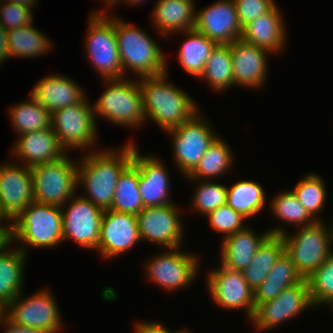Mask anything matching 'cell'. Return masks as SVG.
Wrapping results in <instances>:
<instances>
[{"mask_svg": "<svg viewBox=\"0 0 333 333\" xmlns=\"http://www.w3.org/2000/svg\"><path fill=\"white\" fill-rule=\"evenodd\" d=\"M17 165H0V206L10 222L34 202L30 167Z\"/></svg>", "mask_w": 333, "mask_h": 333, "instance_id": "ac0fdd59", "label": "cell"}, {"mask_svg": "<svg viewBox=\"0 0 333 333\" xmlns=\"http://www.w3.org/2000/svg\"><path fill=\"white\" fill-rule=\"evenodd\" d=\"M2 1L6 3H15L18 5L28 7L30 9H32V6H35V2H38L37 0H2Z\"/></svg>", "mask_w": 333, "mask_h": 333, "instance_id": "c3c4849f", "label": "cell"}, {"mask_svg": "<svg viewBox=\"0 0 333 333\" xmlns=\"http://www.w3.org/2000/svg\"><path fill=\"white\" fill-rule=\"evenodd\" d=\"M133 144L130 141L119 150L106 152L89 148L90 153L77 165V186H85L88 192L83 198L102 210L111 208L119 176L132 163Z\"/></svg>", "mask_w": 333, "mask_h": 333, "instance_id": "6da1fadb", "label": "cell"}, {"mask_svg": "<svg viewBox=\"0 0 333 333\" xmlns=\"http://www.w3.org/2000/svg\"><path fill=\"white\" fill-rule=\"evenodd\" d=\"M11 242L0 250V304L6 307L22 292L26 250L19 246L9 249ZM8 249V250H6Z\"/></svg>", "mask_w": 333, "mask_h": 333, "instance_id": "4316f807", "label": "cell"}, {"mask_svg": "<svg viewBox=\"0 0 333 333\" xmlns=\"http://www.w3.org/2000/svg\"><path fill=\"white\" fill-rule=\"evenodd\" d=\"M196 31L218 45L241 38L243 29L233 0H220L196 12Z\"/></svg>", "mask_w": 333, "mask_h": 333, "instance_id": "d6986e66", "label": "cell"}, {"mask_svg": "<svg viewBox=\"0 0 333 333\" xmlns=\"http://www.w3.org/2000/svg\"><path fill=\"white\" fill-rule=\"evenodd\" d=\"M303 280L290 257L284 252L275 262L261 285L254 290L255 308L275 299L284 289Z\"/></svg>", "mask_w": 333, "mask_h": 333, "instance_id": "83f0119b", "label": "cell"}, {"mask_svg": "<svg viewBox=\"0 0 333 333\" xmlns=\"http://www.w3.org/2000/svg\"><path fill=\"white\" fill-rule=\"evenodd\" d=\"M180 214L174 203L144 208L137 215L140 239L161 245L165 249L180 247L184 238Z\"/></svg>", "mask_w": 333, "mask_h": 333, "instance_id": "4fadbf2b", "label": "cell"}, {"mask_svg": "<svg viewBox=\"0 0 333 333\" xmlns=\"http://www.w3.org/2000/svg\"><path fill=\"white\" fill-rule=\"evenodd\" d=\"M6 220H8V222L10 221L7 216L3 213V211L1 210V206H0V226H3L10 234H11V231H12V223L10 224H1L2 222H4ZM4 220V221H3Z\"/></svg>", "mask_w": 333, "mask_h": 333, "instance_id": "681fc988", "label": "cell"}, {"mask_svg": "<svg viewBox=\"0 0 333 333\" xmlns=\"http://www.w3.org/2000/svg\"><path fill=\"white\" fill-rule=\"evenodd\" d=\"M277 5L243 28L241 39L269 52H280L285 45L286 29Z\"/></svg>", "mask_w": 333, "mask_h": 333, "instance_id": "cb8c5ba5", "label": "cell"}, {"mask_svg": "<svg viewBox=\"0 0 333 333\" xmlns=\"http://www.w3.org/2000/svg\"><path fill=\"white\" fill-rule=\"evenodd\" d=\"M68 155L59 160L30 167L34 202L64 208L76 194L77 164ZM65 205V206H64Z\"/></svg>", "mask_w": 333, "mask_h": 333, "instance_id": "52a82bcc", "label": "cell"}, {"mask_svg": "<svg viewBox=\"0 0 333 333\" xmlns=\"http://www.w3.org/2000/svg\"><path fill=\"white\" fill-rule=\"evenodd\" d=\"M9 58L7 30L0 25V64H2V61L5 62V60H8Z\"/></svg>", "mask_w": 333, "mask_h": 333, "instance_id": "bcb514c9", "label": "cell"}, {"mask_svg": "<svg viewBox=\"0 0 333 333\" xmlns=\"http://www.w3.org/2000/svg\"><path fill=\"white\" fill-rule=\"evenodd\" d=\"M158 33L172 35L195 28L196 12L193 0H158L152 12ZM180 31V32H179Z\"/></svg>", "mask_w": 333, "mask_h": 333, "instance_id": "484cf974", "label": "cell"}, {"mask_svg": "<svg viewBox=\"0 0 333 333\" xmlns=\"http://www.w3.org/2000/svg\"><path fill=\"white\" fill-rule=\"evenodd\" d=\"M141 241L137 216L104 210L97 250L105 258H113L127 252Z\"/></svg>", "mask_w": 333, "mask_h": 333, "instance_id": "e0dca14e", "label": "cell"}, {"mask_svg": "<svg viewBox=\"0 0 333 333\" xmlns=\"http://www.w3.org/2000/svg\"><path fill=\"white\" fill-rule=\"evenodd\" d=\"M325 225L315 221L311 225L298 227V232L292 235H287L280 225L268 230L271 235L282 237L285 253L303 279L310 277L333 253V224L330 228Z\"/></svg>", "mask_w": 333, "mask_h": 333, "instance_id": "3957f363", "label": "cell"}, {"mask_svg": "<svg viewBox=\"0 0 333 333\" xmlns=\"http://www.w3.org/2000/svg\"><path fill=\"white\" fill-rule=\"evenodd\" d=\"M312 306L308 281L303 279L284 289L275 299L260 303L250 320L256 330L264 332Z\"/></svg>", "mask_w": 333, "mask_h": 333, "instance_id": "7c38bea8", "label": "cell"}, {"mask_svg": "<svg viewBox=\"0 0 333 333\" xmlns=\"http://www.w3.org/2000/svg\"><path fill=\"white\" fill-rule=\"evenodd\" d=\"M71 78L53 74L43 77L31 91L35 100L51 114L56 110L82 102L85 92Z\"/></svg>", "mask_w": 333, "mask_h": 333, "instance_id": "603a6c76", "label": "cell"}, {"mask_svg": "<svg viewBox=\"0 0 333 333\" xmlns=\"http://www.w3.org/2000/svg\"><path fill=\"white\" fill-rule=\"evenodd\" d=\"M126 1V2H125ZM145 0H120L118 3H122V2H124V3H128V4H134V6H135V4H139V3H141L142 4V2H144Z\"/></svg>", "mask_w": 333, "mask_h": 333, "instance_id": "f907efd6", "label": "cell"}, {"mask_svg": "<svg viewBox=\"0 0 333 333\" xmlns=\"http://www.w3.org/2000/svg\"><path fill=\"white\" fill-rule=\"evenodd\" d=\"M197 181L199 186L195 190L194 198H192L194 210L196 209L199 213L204 214L203 216H206L211 211L227 204V186L215 183L214 180Z\"/></svg>", "mask_w": 333, "mask_h": 333, "instance_id": "ab89813d", "label": "cell"}, {"mask_svg": "<svg viewBox=\"0 0 333 333\" xmlns=\"http://www.w3.org/2000/svg\"><path fill=\"white\" fill-rule=\"evenodd\" d=\"M172 333H190V332H188V330L186 331V330H176L175 332H172Z\"/></svg>", "mask_w": 333, "mask_h": 333, "instance_id": "db71d44e", "label": "cell"}, {"mask_svg": "<svg viewBox=\"0 0 333 333\" xmlns=\"http://www.w3.org/2000/svg\"><path fill=\"white\" fill-rule=\"evenodd\" d=\"M273 198L269 205L271 212L279 218V220L285 223L295 224L297 227H301L300 225H302V227L308 226L315 222L296 198L293 191H283Z\"/></svg>", "mask_w": 333, "mask_h": 333, "instance_id": "74e56055", "label": "cell"}, {"mask_svg": "<svg viewBox=\"0 0 333 333\" xmlns=\"http://www.w3.org/2000/svg\"><path fill=\"white\" fill-rule=\"evenodd\" d=\"M126 79L104 80L108 86L92 106L95 117L99 115L123 127L135 128L146 122L142 93L137 80Z\"/></svg>", "mask_w": 333, "mask_h": 333, "instance_id": "8992f818", "label": "cell"}, {"mask_svg": "<svg viewBox=\"0 0 333 333\" xmlns=\"http://www.w3.org/2000/svg\"><path fill=\"white\" fill-rule=\"evenodd\" d=\"M310 298L314 306L330 305L333 308V253L307 278Z\"/></svg>", "mask_w": 333, "mask_h": 333, "instance_id": "f35d334b", "label": "cell"}, {"mask_svg": "<svg viewBox=\"0 0 333 333\" xmlns=\"http://www.w3.org/2000/svg\"><path fill=\"white\" fill-rule=\"evenodd\" d=\"M270 235L268 230L262 235H258L256 232L254 234L250 227L228 235L222 239L220 265L231 270L242 271Z\"/></svg>", "mask_w": 333, "mask_h": 333, "instance_id": "d4e9b609", "label": "cell"}, {"mask_svg": "<svg viewBox=\"0 0 333 333\" xmlns=\"http://www.w3.org/2000/svg\"><path fill=\"white\" fill-rule=\"evenodd\" d=\"M1 323H4L5 331L2 333H44L42 330L36 329V328H30L26 326H19L12 322H10L5 316L1 320Z\"/></svg>", "mask_w": 333, "mask_h": 333, "instance_id": "f6af8a7d", "label": "cell"}, {"mask_svg": "<svg viewBox=\"0 0 333 333\" xmlns=\"http://www.w3.org/2000/svg\"><path fill=\"white\" fill-rule=\"evenodd\" d=\"M89 17V31L85 42L91 63L103 80L122 79L123 68L114 30V17L110 18L103 11H92Z\"/></svg>", "mask_w": 333, "mask_h": 333, "instance_id": "ba28073f", "label": "cell"}, {"mask_svg": "<svg viewBox=\"0 0 333 333\" xmlns=\"http://www.w3.org/2000/svg\"><path fill=\"white\" fill-rule=\"evenodd\" d=\"M135 333H172L168 328L159 322H139L135 325Z\"/></svg>", "mask_w": 333, "mask_h": 333, "instance_id": "ee69618b", "label": "cell"}, {"mask_svg": "<svg viewBox=\"0 0 333 333\" xmlns=\"http://www.w3.org/2000/svg\"><path fill=\"white\" fill-rule=\"evenodd\" d=\"M139 185V171L131 163L119 176L111 210L138 215L143 209Z\"/></svg>", "mask_w": 333, "mask_h": 333, "instance_id": "836d02e7", "label": "cell"}, {"mask_svg": "<svg viewBox=\"0 0 333 333\" xmlns=\"http://www.w3.org/2000/svg\"><path fill=\"white\" fill-rule=\"evenodd\" d=\"M93 106L85 98L82 102L52 113V128L58 143L67 149L83 150L94 146L97 136V124Z\"/></svg>", "mask_w": 333, "mask_h": 333, "instance_id": "9c48e42d", "label": "cell"}, {"mask_svg": "<svg viewBox=\"0 0 333 333\" xmlns=\"http://www.w3.org/2000/svg\"><path fill=\"white\" fill-rule=\"evenodd\" d=\"M209 219L210 226L218 232L228 235L244 229L242 224L246 219L240 213L233 210L228 204L222 205L206 215Z\"/></svg>", "mask_w": 333, "mask_h": 333, "instance_id": "60d3db41", "label": "cell"}, {"mask_svg": "<svg viewBox=\"0 0 333 333\" xmlns=\"http://www.w3.org/2000/svg\"><path fill=\"white\" fill-rule=\"evenodd\" d=\"M208 291L211 299L228 310L246 309L249 319L255 311L254 291L244 279L242 271L219 266L207 275Z\"/></svg>", "mask_w": 333, "mask_h": 333, "instance_id": "2e32d148", "label": "cell"}, {"mask_svg": "<svg viewBox=\"0 0 333 333\" xmlns=\"http://www.w3.org/2000/svg\"><path fill=\"white\" fill-rule=\"evenodd\" d=\"M167 71L156 76L140 77L145 118L151 119L162 130L174 129L191 119L199 110L188 93L167 80Z\"/></svg>", "mask_w": 333, "mask_h": 333, "instance_id": "7a4b0ae2", "label": "cell"}, {"mask_svg": "<svg viewBox=\"0 0 333 333\" xmlns=\"http://www.w3.org/2000/svg\"><path fill=\"white\" fill-rule=\"evenodd\" d=\"M117 18H114V30L123 78L129 71L137 74L138 77L165 73L167 61L155 40L151 39L143 29Z\"/></svg>", "mask_w": 333, "mask_h": 333, "instance_id": "277c9868", "label": "cell"}, {"mask_svg": "<svg viewBox=\"0 0 333 333\" xmlns=\"http://www.w3.org/2000/svg\"><path fill=\"white\" fill-rule=\"evenodd\" d=\"M179 248L166 249V252L163 251L164 253L146 263V276L150 282L165 290L175 291L194 281L199 269L198 258L195 254L183 252Z\"/></svg>", "mask_w": 333, "mask_h": 333, "instance_id": "9a60e30c", "label": "cell"}, {"mask_svg": "<svg viewBox=\"0 0 333 333\" xmlns=\"http://www.w3.org/2000/svg\"><path fill=\"white\" fill-rule=\"evenodd\" d=\"M32 10L15 3L3 2L0 8V25L7 31L33 23Z\"/></svg>", "mask_w": 333, "mask_h": 333, "instance_id": "b9f144b4", "label": "cell"}, {"mask_svg": "<svg viewBox=\"0 0 333 333\" xmlns=\"http://www.w3.org/2000/svg\"><path fill=\"white\" fill-rule=\"evenodd\" d=\"M10 57H36L48 53L51 48L49 39L31 25L7 31Z\"/></svg>", "mask_w": 333, "mask_h": 333, "instance_id": "d6a6232c", "label": "cell"}, {"mask_svg": "<svg viewBox=\"0 0 333 333\" xmlns=\"http://www.w3.org/2000/svg\"><path fill=\"white\" fill-rule=\"evenodd\" d=\"M10 242V233L0 226V250Z\"/></svg>", "mask_w": 333, "mask_h": 333, "instance_id": "7dc6e473", "label": "cell"}, {"mask_svg": "<svg viewBox=\"0 0 333 333\" xmlns=\"http://www.w3.org/2000/svg\"><path fill=\"white\" fill-rule=\"evenodd\" d=\"M21 293L5 307L4 316L12 323L42 330L44 333L60 332V311L51 292L38 290L27 298ZM24 299V300H23Z\"/></svg>", "mask_w": 333, "mask_h": 333, "instance_id": "8fae6325", "label": "cell"}, {"mask_svg": "<svg viewBox=\"0 0 333 333\" xmlns=\"http://www.w3.org/2000/svg\"><path fill=\"white\" fill-rule=\"evenodd\" d=\"M201 116L198 111L178 127L165 131L174 140V160L184 177L196 168L207 149L219 137L214 134L209 121Z\"/></svg>", "mask_w": 333, "mask_h": 333, "instance_id": "30bf717a", "label": "cell"}, {"mask_svg": "<svg viewBox=\"0 0 333 333\" xmlns=\"http://www.w3.org/2000/svg\"><path fill=\"white\" fill-rule=\"evenodd\" d=\"M30 96V101L18 103L9 109L12 125L20 135L52 127V114Z\"/></svg>", "mask_w": 333, "mask_h": 333, "instance_id": "e575fe53", "label": "cell"}, {"mask_svg": "<svg viewBox=\"0 0 333 333\" xmlns=\"http://www.w3.org/2000/svg\"><path fill=\"white\" fill-rule=\"evenodd\" d=\"M233 155L222 138H217L200 159L196 168L187 176L189 180H210L221 176L233 164Z\"/></svg>", "mask_w": 333, "mask_h": 333, "instance_id": "d590c367", "label": "cell"}, {"mask_svg": "<svg viewBox=\"0 0 333 333\" xmlns=\"http://www.w3.org/2000/svg\"><path fill=\"white\" fill-rule=\"evenodd\" d=\"M4 313H5V307L0 304V325L2 324L1 320L4 318Z\"/></svg>", "mask_w": 333, "mask_h": 333, "instance_id": "f5cc1de1", "label": "cell"}, {"mask_svg": "<svg viewBox=\"0 0 333 333\" xmlns=\"http://www.w3.org/2000/svg\"><path fill=\"white\" fill-rule=\"evenodd\" d=\"M234 85L259 88L267 77V53L241 38L231 43Z\"/></svg>", "mask_w": 333, "mask_h": 333, "instance_id": "44dd1931", "label": "cell"}, {"mask_svg": "<svg viewBox=\"0 0 333 333\" xmlns=\"http://www.w3.org/2000/svg\"><path fill=\"white\" fill-rule=\"evenodd\" d=\"M264 194L262 185L255 181H237L227 187V204L245 218L254 217L265 205Z\"/></svg>", "mask_w": 333, "mask_h": 333, "instance_id": "4dcf8cb0", "label": "cell"}, {"mask_svg": "<svg viewBox=\"0 0 333 333\" xmlns=\"http://www.w3.org/2000/svg\"><path fill=\"white\" fill-rule=\"evenodd\" d=\"M184 35L188 38L178 51V61L186 73L200 78L206 61L217 44L195 29L184 31Z\"/></svg>", "mask_w": 333, "mask_h": 333, "instance_id": "f546056e", "label": "cell"}, {"mask_svg": "<svg viewBox=\"0 0 333 333\" xmlns=\"http://www.w3.org/2000/svg\"><path fill=\"white\" fill-rule=\"evenodd\" d=\"M238 20L243 29L260 15L268 13L275 5V0H233Z\"/></svg>", "mask_w": 333, "mask_h": 333, "instance_id": "7bdbcfd3", "label": "cell"}, {"mask_svg": "<svg viewBox=\"0 0 333 333\" xmlns=\"http://www.w3.org/2000/svg\"><path fill=\"white\" fill-rule=\"evenodd\" d=\"M105 1H106L107 5H109L110 7H113L114 5L116 6V3H118L120 0H105Z\"/></svg>", "mask_w": 333, "mask_h": 333, "instance_id": "816d5d0a", "label": "cell"}, {"mask_svg": "<svg viewBox=\"0 0 333 333\" xmlns=\"http://www.w3.org/2000/svg\"><path fill=\"white\" fill-rule=\"evenodd\" d=\"M285 252L281 236L270 235L258 248L255 256L242 270L244 279L254 291L265 280L271 268Z\"/></svg>", "mask_w": 333, "mask_h": 333, "instance_id": "f1b7e54d", "label": "cell"}, {"mask_svg": "<svg viewBox=\"0 0 333 333\" xmlns=\"http://www.w3.org/2000/svg\"><path fill=\"white\" fill-rule=\"evenodd\" d=\"M325 189L323 178L318 174L309 173L292 190L296 198L315 221H320L317 218V215H319L317 213H320L325 205L327 197Z\"/></svg>", "mask_w": 333, "mask_h": 333, "instance_id": "8d00e7d4", "label": "cell"}, {"mask_svg": "<svg viewBox=\"0 0 333 333\" xmlns=\"http://www.w3.org/2000/svg\"><path fill=\"white\" fill-rule=\"evenodd\" d=\"M200 78L206 79L211 88L216 91L224 90L225 92L234 85L231 44L215 46Z\"/></svg>", "mask_w": 333, "mask_h": 333, "instance_id": "1f68e13d", "label": "cell"}, {"mask_svg": "<svg viewBox=\"0 0 333 333\" xmlns=\"http://www.w3.org/2000/svg\"><path fill=\"white\" fill-rule=\"evenodd\" d=\"M53 248L63 242L62 207L32 202L12 222L10 242Z\"/></svg>", "mask_w": 333, "mask_h": 333, "instance_id": "5b68a950", "label": "cell"}, {"mask_svg": "<svg viewBox=\"0 0 333 333\" xmlns=\"http://www.w3.org/2000/svg\"><path fill=\"white\" fill-rule=\"evenodd\" d=\"M12 154L24 166L32 167L37 164L54 162L63 157L66 153L58 143L53 128L27 132L19 135L18 140L12 149Z\"/></svg>", "mask_w": 333, "mask_h": 333, "instance_id": "7402d4cb", "label": "cell"}, {"mask_svg": "<svg viewBox=\"0 0 333 333\" xmlns=\"http://www.w3.org/2000/svg\"><path fill=\"white\" fill-rule=\"evenodd\" d=\"M133 145L132 164L139 171V185L141 200L144 208L158 207L171 204L169 197L170 180L167 167L154 156L139 154Z\"/></svg>", "mask_w": 333, "mask_h": 333, "instance_id": "ffe728a7", "label": "cell"}, {"mask_svg": "<svg viewBox=\"0 0 333 333\" xmlns=\"http://www.w3.org/2000/svg\"><path fill=\"white\" fill-rule=\"evenodd\" d=\"M66 203L69 204L68 209L62 208L63 241L69 238L82 248L97 250L104 210L77 195L71 197Z\"/></svg>", "mask_w": 333, "mask_h": 333, "instance_id": "5bb4252c", "label": "cell"}]
</instances>
